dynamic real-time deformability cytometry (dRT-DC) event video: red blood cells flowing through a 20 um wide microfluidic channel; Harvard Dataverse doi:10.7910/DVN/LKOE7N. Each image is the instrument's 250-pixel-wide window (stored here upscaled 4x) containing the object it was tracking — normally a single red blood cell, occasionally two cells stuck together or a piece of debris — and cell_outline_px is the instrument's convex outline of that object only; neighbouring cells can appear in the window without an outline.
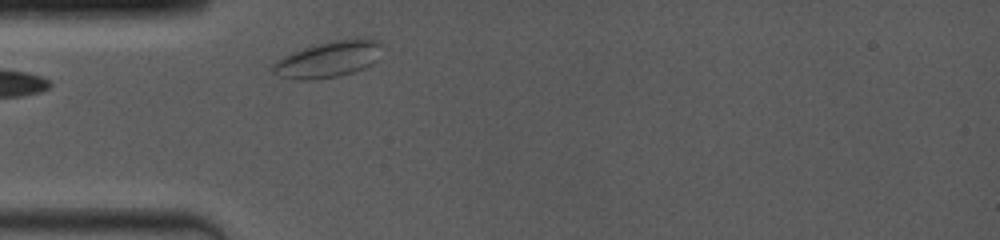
{"species": "common noctule bat (a hibernating species)", "species_latin": "Nyctalus noctula", "temperature_condition": "room temperature", "stored_images_in_passage": 9, "camera_frame_rate_fps": 4000, "um_per_image_px": 0.085, "animal": {"sex": "female", "body_mass_g": 19.0, "forearm_length_mm": 53.3}, "frame": {"image": 1, "passage_image": 1, "time_ms": 0.0, "image_size_px": [1000, 240], "cell_outline_px": [[380, 44], [376, 60], [372, 64], [364, 68], [340, 76], [312, 80], [296, 80], [280, 76], [272, 72], [272, 64], [280, 56], [328, 40], [356, 36], [368, 36], [376, 40]], "centroid_in_image_um": [27.89, 5.01], "position_along_channel_um": 57.1, "area_um2": 23.58}}
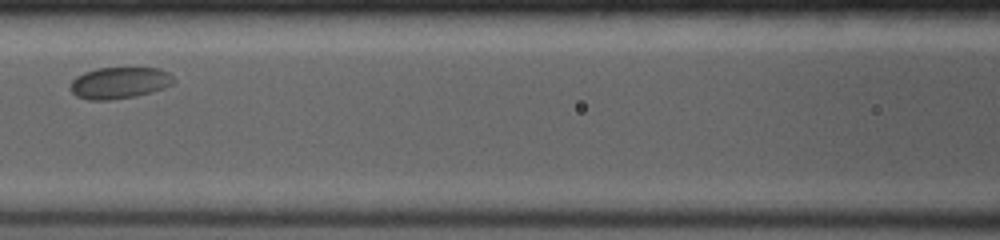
{"frame": {"image": 2, "passage_image": 6, "time_ms": 2.75, "image_size_px": [1000, 240], "cell_outline_px": [[176, 80], [172, 84], [164, 88], [152, 92], [136, 96], [112, 100], [88, 100], [76, 96], [72, 92], [72, 80], [76, 76], [84, 72], [96, 68], [160, 68], [168, 72]], "centroid_in_image_um": [10.17, 7.04], "position_along_channel_um": 156.4, "area_um2": 19.07}}
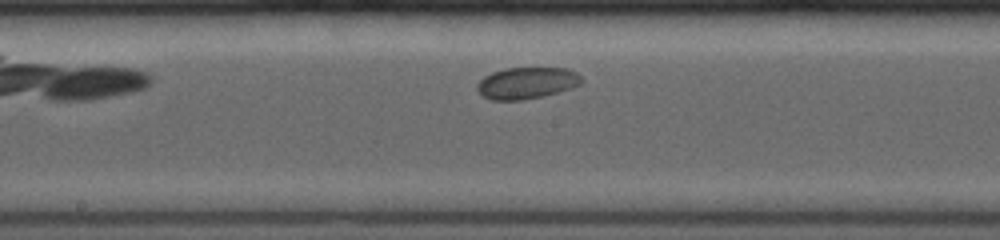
{"frame": {"image": 3, "passage_image": 8, "time_ms": 4.0, "image_size_px": [1000, 240], "cell_outline_px": [[584, 80], [580, 84], [556, 92], [524, 100], [492, 100], [484, 96], [476, 88], [476, 84], [484, 76], [492, 72], [504, 68], [568, 68], [576, 72]], "centroid_in_image_um": [44.75, 7.04], "position_along_channel_um": 203.5, "area_um2": 19.07}}